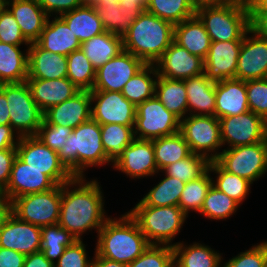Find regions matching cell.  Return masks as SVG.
Instances as JSON below:
<instances>
[{
  "instance_id": "cell-1",
  "label": "cell",
  "mask_w": 267,
  "mask_h": 267,
  "mask_svg": "<svg viewBox=\"0 0 267 267\" xmlns=\"http://www.w3.org/2000/svg\"><path fill=\"white\" fill-rule=\"evenodd\" d=\"M86 181L84 176H74L70 181L61 185V209L58 224L76 240H82L81 236L88 229L89 231L96 229L98 233L109 219L104 215L101 186L96 179Z\"/></svg>"
},
{
  "instance_id": "cell-2",
  "label": "cell",
  "mask_w": 267,
  "mask_h": 267,
  "mask_svg": "<svg viewBox=\"0 0 267 267\" xmlns=\"http://www.w3.org/2000/svg\"><path fill=\"white\" fill-rule=\"evenodd\" d=\"M95 253L99 257L128 265L150 245L137 222L127 214L109 218L98 232Z\"/></svg>"
},
{
  "instance_id": "cell-3",
  "label": "cell",
  "mask_w": 267,
  "mask_h": 267,
  "mask_svg": "<svg viewBox=\"0 0 267 267\" xmlns=\"http://www.w3.org/2000/svg\"><path fill=\"white\" fill-rule=\"evenodd\" d=\"M173 40L174 25L171 22L143 11L123 37V50L146 64H155Z\"/></svg>"
},
{
  "instance_id": "cell-4",
  "label": "cell",
  "mask_w": 267,
  "mask_h": 267,
  "mask_svg": "<svg viewBox=\"0 0 267 267\" xmlns=\"http://www.w3.org/2000/svg\"><path fill=\"white\" fill-rule=\"evenodd\" d=\"M58 155L59 160L75 177L84 176L86 167L111 162L102 145L100 125L93 119L72 130Z\"/></svg>"
},
{
  "instance_id": "cell-5",
  "label": "cell",
  "mask_w": 267,
  "mask_h": 267,
  "mask_svg": "<svg viewBox=\"0 0 267 267\" xmlns=\"http://www.w3.org/2000/svg\"><path fill=\"white\" fill-rule=\"evenodd\" d=\"M128 213L150 244L169 246L188 217L179 206H146L141 201Z\"/></svg>"
},
{
  "instance_id": "cell-6",
  "label": "cell",
  "mask_w": 267,
  "mask_h": 267,
  "mask_svg": "<svg viewBox=\"0 0 267 267\" xmlns=\"http://www.w3.org/2000/svg\"><path fill=\"white\" fill-rule=\"evenodd\" d=\"M195 15L203 23L211 42L242 41L250 29L249 8L225 3L220 6L203 7Z\"/></svg>"
},
{
  "instance_id": "cell-7",
  "label": "cell",
  "mask_w": 267,
  "mask_h": 267,
  "mask_svg": "<svg viewBox=\"0 0 267 267\" xmlns=\"http://www.w3.org/2000/svg\"><path fill=\"white\" fill-rule=\"evenodd\" d=\"M0 89L5 93L10 111V126L19 137L36 136L44 113L32 98L26 81L3 83Z\"/></svg>"
},
{
  "instance_id": "cell-8",
  "label": "cell",
  "mask_w": 267,
  "mask_h": 267,
  "mask_svg": "<svg viewBox=\"0 0 267 267\" xmlns=\"http://www.w3.org/2000/svg\"><path fill=\"white\" fill-rule=\"evenodd\" d=\"M61 185L46 192L27 194L11 201V213L18 219L40 227L58 224Z\"/></svg>"
},
{
  "instance_id": "cell-9",
  "label": "cell",
  "mask_w": 267,
  "mask_h": 267,
  "mask_svg": "<svg viewBox=\"0 0 267 267\" xmlns=\"http://www.w3.org/2000/svg\"><path fill=\"white\" fill-rule=\"evenodd\" d=\"M179 132L191 153L202 155L210 161L219 157L216 150L222 147V140L219 119L215 116L187 115L180 120Z\"/></svg>"
},
{
  "instance_id": "cell-10",
  "label": "cell",
  "mask_w": 267,
  "mask_h": 267,
  "mask_svg": "<svg viewBox=\"0 0 267 267\" xmlns=\"http://www.w3.org/2000/svg\"><path fill=\"white\" fill-rule=\"evenodd\" d=\"M215 161L227 172L253 183L267 172V139L252 145L227 147Z\"/></svg>"
},
{
  "instance_id": "cell-11",
  "label": "cell",
  "mask_w": 267,
  "mask_h": 267,
  "mask_svg": "<svg viewBox=\"0 0 267 267\" xmlns=\"http://www.w3.org/2000/svg\"><path fill=\"white\" fill-rule=\"evenodd\" d=\"M180 130V119L153 96L136 106L134 135L136 139L153 140Z\"/></svg>"
},
{
  "instance_id": "cell-12",
  "label": "cell",
  "mask_w": 267,
  "mask_h": 267,
  "mask_svg": "<svg viewBox=\"0 0 267 267\" xmlns=\"http://www.w3.org/2000/svg\"><path fill=\"white\" fill-rule=\"evenodd\" d=\"M16 150L17 156L24 163L44 171L57 185H62L74 177L59 160L58 152L47 147L37 136L20 137Z\"/></svg>"
},
{
  "instance_id": "cell-13",
  "label": "cell",
  "mask_w": 267,
  "mask_h": 267,
  "mask_svg": "<svg viewBox=\"0 0 267 267\" xmlns=\"http://www.w3.org/2000/svg\"><path fill=\"white\" fill-rule=\"evenodd\" d=\"M222 146L252 145L267 139V121L252 111L219 119Z\"/></svg>"
},
{
  "instance_id": "cell-14",
  "label": "cell",
  "mask_w": 267,
  "mask_h": 267,
  "mask_svg": "<svg viewBox=\"0 0 267 267\" xmlns=\"http://www.w3.org/2000/svg\"><path fill=\"white\" fill-rule=\"evenodd\" d=\"M90 96L91 119L99 125H135L136 106L129 102L122 92L90 91Z\"/></svg>"
},
{
  "instance_id": "cell-15",
  "label": "cell",
  "mask_w": 267,
  "mask_h": 267,
  "mask_svg": "<svg viewBox=\"0 0 267 267\" xmlns=\"http://www.w3.org/2000/svg\"><path fill=\"white\" fill-rule=\"evenodd\" d=\"M145 65L142 59L123 50L96 70L91 91L122 92L126 83Z\"/></svg>"
},
{
  "instance_id": "cell-16",
  "label": "cell",
  "mask_w": 267,
  "mask_h": 267,
  "mask_svg": "<svg viewBox=\"0 0 267 267\" xmlns=\"http://www.w3.org/2000/svg\"><path fill=\"white\" fill-rule=\"evenodd\" d=\"M235 78L242 81L267 78V40L251 28L242 40Z\"/></svg>"
},
{
  "instance_id": "cell-17",
  "label": "cell",
  "mask_w": 267,
  "mask_h": 267,
  "mask_svg": "<svg viewBox=\"0 0 267 267\" xmlns=\"http://www.w3.org/2000/svg\"><path fill=\"white\" fill-rule=\"evenodd\" d=\"M154 65L158 76L168 79L185 80L204 73V59L174 41Z\"/></svg>"
},
{
  "instance_id": "cell-18",
  "label": "cell",
  "mask_w": 267,
  "mask_h": 267,
  "mask_svg": "<svg viewBox=\"0 0 267 267\" xmlns=\"http://www.w3.org/2000/svg\"><path fill=\"white\" fill-rule=\"evenodd\" d=\"M57 184L44 171L29 167L18 156L14 159L9 183L2 194L11 202L27 194L46 192Z\"/></svg>"
},
{
  "instance_id": "cell-19",
  "label": "cell",
  "mask_w": 267,
  "mask_h": 267,
  "mask_svg": "<svg viewBox=\"0 0 267 267\" xmlns=\"http://www.w3.org/2000/svg\"><path fill=\"white\" fill-rule=\"evenodd\" d=\"M0 247L27 256L41 249V227L24 222L10 213L0 230Z\"/></svg>"
},
{
  "instance_id": "cell-20",
  "label": "cell",
  "mask_w": 267,
  "mask_h": 267,
  "mask_svg": "<svg viewBox=\"0 0 267 267\" xmlns=\"http://www.w3.org/2000/svg\"><path fill=\"white\" fill-rule=\"evenodd\" d=\"M113 168L138 179L158 173L152 140L135 138L113 162Z\"/></svg>"
},
{
  "instance_id": "cell-21",
  "label": "cell",
  "mask_w": 267,
  "mask_h": 267,
  "mask_svg": "<svg viewBox=\"0 0 267 267\" xmlns=\"http://www.w3.org/2000/svg\"><path fill=\"white\" fill-rule=\"evenodd\" d=\"M242 41L211 42L204 59V74L214 81L235 78Z\"/></svg>"
},
{
  "instance_id": "cell-22",
  "label": "cell",
  "mask_w": 267,
  "mask_h": 267,
  "mask_svg": "<svg viewBox=\"0 0 267 267\" xmlns=\"http://www.w3.org/2000/svg\"><path fill=\"white\" fill-rule=\"evenodd\" d=\"M44 119L52 125L76 128L91 119L90 91L80 90L68 100L50 107Z\"/></svg>"
},
{
  "instance_id": "cell-23",
  "label": "cell",
  "mask_w": 267,
  "mask_h": 267,
  "mask_svg": "<svg viewBox=\"0 0 267 267\" xmlns=\"http://www.w3.org/2000/svg\"><path fill=\"white\" fill-rule=\"evenodd\" d=\"M27 79H60L67 77V56L51 53L37 42L28 46Z\"/></svg>"
},
{
  "instance_id": "cell-24",
  "label": "cell",
  "mask_w": 267,
  "mask_h": 267,
  "mask_svg": "<svg viewBox=\"0 0 267 267\" xmlns=\"http://www.w3.org/2000/svg\"><path fill=\"white\" fill-rule=\"evenodd\" d=\"M17 21L23 36L30 42H36L44 29L48 15L37 0H3Z\"/></svg>"
},
{
  "instance_id": "cell-25",
  "label": "cell",
  "mask_w": 267,
  "mask_h": 267,
  "mask_svg": "<svg viewBox=\"0 0 267 267\" xmlns=\"http://www.w3.org/2000/svg\"><path fill=\"white\" fill-rule=\"evenodd\" d=\"M215 117H229L249 111L245 81L230 78L215 82Z\"/></svg>"
},
{
  "instance_id": "cell-26",
  "label": "cell",
  "mask_w": 267,
  "mask_h": 267,
  "mask_svg": "<svg viewBox=\"0 0 267 267\" xmlns=\"http://www.w3.org/2000/svg\"><path fill=\"white\" fill-rule=\"evenodd\" d=\"M26 82L31 90L33 100L43 113L80 91L67 77L53 80L26 79Z\"/></svg>"
},
{
  "instance_id": "cell-27",
  "label": "cell",
  "mask_w": 267,
  "mask_h": 267,
  "mask_svg": "<svg viewBox=\"0 0 267 267\" xmlns=\"http://www.w3.org/2000/svg\"><path fill=\"white\" fill-rule=\"evenodd\" d=\"M54 20L49 17L36 41L43 49L55 54L68 56L75 50L81 49V42L69 29L66 22L55 14Z\"/></svg>"
},
{
  "instance_id": "cell-28",
  "label": "cell",
  "mask_w": 267,
  "mask_h": 267,
  "mask_svg": "<svg viewBox=\"0 0 267 267\" xmlns=\"http://www.w3.org/2000/svg\"><path fill=\"white\" fill-rule=\"evenodd\" d=\"M187 91L188 114L215 116V82L204 73L184 80Z\"/></svg>"
},
{
  "instance_id": "cell-29",
  "label": "cell",
  "mask_w": 267,
  "mask_h": 267,
  "mask_svg": "<svg viewBox=\"0 0 267 267\" xmlns=\"http://www.w3.org/2000/svg\"><path fill=\"white\" fill-rule=\"evenodd\" d=\"M173 41L202 59L206 58L211 45L210 36L196 15L174 25Z\"/></svg>"
},
{
  "instance_id": "cell-30",
  "label": "cell",
  "mask_w": 267,
  "mask_h": 267,
  "mask_svg": "<svg viewBox=\"0 0 267 267\" xmlns=\"http://www.w3.org/2000/svg\"><path fill=\"white\" fill-rule=\"evenodd\" d=\"M101 19L105 31L122 38L129 31L132 23L146 11L144 8L123 7L120 3L108 2L106 5L92 4Z\"/></svg>"
},
{
  "instance_id": "cell-31",
  "label": "cell",
  "mask_w": 267,
  "mask_h": 267,
  "mask_svg": "<svg viewBox=\"0 0 267 267\" xmlns=\"http://www.w3.org/2000/svg\"><path fill=\"white\" fill-rule=\"evenodd\" d=\"M60 17L82 43L105 32L101 19L92 4H83Z\"/></svg>"
},
{
  "instance_id": "cell-32",
  "label": "cell",
  "mask_w": 267,
  "mask_h": 267,
  "mask_svg": "<svg viewBox=\"0 0 267 267\" xmlns=\"http://www.w3.org/2000/svg\"><path fill=\"white\" fill-rule=\"evenodd\" d=\"M28 77V50L20 46L0 42V84L20 83Z\"/></svg>"
},
{
  "instance_id": "cell-33",
  "label": "cell",
  "mask_w": 267,
  "mask_h": 267,
  "mask_svg": "<svg viewBox=\"0 0 267 267\" xmlns=\"http://www.w3.org/2000/svg\"><path fill=\"white\" fill-rule=\"evenodd\" d=\"M81 50L97 70L123 51V38L105 31L82 42Z\"/></svg>"
},
{
  "instance_id": "cell-34",
  "label": "cell",
  "mask_w": 267,
  "mask_h": 267,
  "mask_svg": "<svg viewBox=\"0 0 267 267\" xmlns=\"http://www.w3.org/2000/svg\"><path fill=\"white\" fill-rule=\"evenodd\" d=\"M174 267H221V255L211 247L200 243L184 246L173 243Z\"/></svg>"
},
{
  "instance_id": "cell-35",
  "label": "cell",
  "mask_w": 267,
  "mask_h": 267,
  "mask_svg": "<svg viewBox=\"0 0 267 267\" xmlns=\"http://www.w3.org/2000/svg\"><path fill=\"white\" fill-rule=\"evenodd\" d=\"M155 97L180 120L188 113L187 91L184 80L157 77Z\"/></svg>"
},
{
  "instance_id": "cell-36",
  "label": "cell",
  "mask_w": 267,
  "mask_h": 267,
  "mask_svg": "<svg viewBox=\"0 0 267 267\" xmlns=\"http://www.w3.org/2000/svg\"><path fill=\"white\" fill-rule=\"evenodd\" d=\"M158 171L191 154L188 143L180 132L152 140Z\"/></svg>"
},
{
  "instance_id": "cell-37",
  "label": "cell",
  "mask_w": 267,
  "mask_h": 267,
  "mask_svg": "<svg viewBox=\"0 0 267 267\" xmlns=\"http://www.w3.org/2000/svg\"><path fill=\"white\" fill-rule=\"evenodd\" d=\"M157 77L158 73L155 65L146 64L126 83L122 90V95L135 106L143 103L155 96Z\"/></svg>"
},
{
  "instance_id": "cell-38",
  "label": "cell",
  "mask_w": 267,
  "mask_h": 267,
  "mask_svg": "<svg viewBox=\"0 0 267 267\" xmlns=\"http://www.w3.org/2000/svg\"><path fill=\"white\" fill-rule=\"evenodd\" d=\"M100 129L102 145L111 163L135 140L134 126L104 124L100 125Z\"/></svg>"
},
{
  "instance_id": "cell-39",
  "label": "cell",
  "mask_w": 267,
  "mask_h": 267,
  "mask_svg": "<svg viewBox=\"0 0 267 267\" xmlns=\"http://www.w3.org/2000/svg\"><path fill=\"white\" fill-rule=\"evenodd\" d=\"M208 169L210 173L214 172L218 175L212 185L241 205L249 194L252 183L246 178L227 172L216 161H210Z\"/></svg>"
},
{
  "instance_id": "cell-40",
  "label": "cell",
  "mask_w": 267,
  "mask_h": 267,
  "mask_svg": "<svg viewBox=\"0 0 267 267\" xmlns=\"http://www.w3.org/2000/svg\"><path fill=\"white\" fill-rule=\"evenodd\" d=\"M185 183L165 174L159 184L155 185L140 201L146 206H179V199Z\"/></svg>"
},
{
  "instance_id": "cell-41",
  "label": "cell",
  "mask_w": 267,
  "mask_h": 267,
  "mask_svg": "<svg viewBox=\"0 0 267 267\" xmlns=\"http://www.w3.org/2000/svg\"><path fill=\"white\" fill-rule=\"evenodd\" d=\"M76 239L59 224L41 227V249L45 257L55 264Z\"/></svg>"
},
{
  "instance_id": "cell-42",
  "label": "cell",
  "mask_w": 267,
  "mask_h": 267,
  "mask_svg": "<svg viewBox=\"0 0 267 267\" xmlns=\"http://www.w3.org/2000/svg\"><path fill=\"white\" fill-rule=\"evenodd\" d=\"M67 78L79 89H93L96 69L81 49L75 50L67 56Z\"/></svg>"
},
{
  "instance_id": "cell-43",
  "label": "cell",
  "mask_w": 267,
  "mask_h": 267,
  "mask_svg": "<svg viewBox=\"0 0 267 267\" xmlns=\"http://www.w3.org/2000/svg\"><path fill=\"white\" fill-rule=\"evenodd\" d=\"M146 11L173 25L195 16L189 0H148Z\"/></svg>"
},
{
  "instance_id": "cell-44",
  "label": "cell",
  "mask_w": 267,
  "mask_h": 267,
  "mask_svg": "<svg viewBox=\"0 0 267 267\" xmlns=\"http://www.w3.org/2000/svg\"><path fill=\"white\" fill-rule=\"evenodd\" d=\"M209 169L198 179L185 183L179 199V207L188 216V211L200 212L208 190L212 186Z\"/></svg>"
},
{
  "instance_id": "cell-45",
  "label": "cell",
  "mask_w": 267,
  "mask_h": 267,
  "mask_svg": "<svg viewBox=\"0 0 267 267\" xmlns=\"http://www.w3.org/2000/svg\"><path fill=\"white\" fill-rule=\"evenodd\" d=\"M238 206L235 200L212 185L199 213L210 220L226 219L237 211Z\"/></svg>"
},
{
  "instance_id": "cell-46",
  "label": "cell",
  "mask_w": 267,
  "mask_h": 267,
  "mask_svg": "<svg viewBox=\"0 0 267 267\" xmlns=\"http://www.w3.org/2000/svg\"><path fill=\"white\" fill-rule=\"evenodd\" d=\"M209 163L210 160L206 157L191 153L188 157L168 165L160 172L165 171L166 175L187 183L202 176L208 170Z\"/></svg>"
},
{
  "instance_id": "cell-47",
  "label": "cell",
  "mask_w": 267,
  "mask_h": 267,
  "mask_svg": "<svg viewBox=\"0 0 267 267\" xmlns=\"http://www.w3.org/2000/svg\"><path fill=\"white\" fill-rule=\"evenodd\" d=\"M127 267H174V249L169 245L150 244Z\"/></svg>"
},
{
  "instance_id": "cell-48",
  "label": "cell",
  "mask_w": 267,
  "mask_h": 267,
  "mask_svg": "<svg viewBox=\"0 0 267 267\" xmlns=\"http://www.w3.org/2000/svg\"><path fill=\"white\" fill-rule=\"evenodd\" d=\"M0 42L28 47L31 43L23 36L21 29L10 10L3 4L0 7Z\"/></svg>"
},
{
  "instance_id": "cell-49",
  "label": "cell",
  "mask_w": 267,
  "mask_h": 267,
  "mask_svg": "<svg viewBox=\"0 0 267 267\" xmlns=\"http://www.w3.org/2000/svg\"><path fill=\"white\" fill-rule=\"evenodd\" d=\"M245 84L249 110L267 121V78L247 80Z\"/></svg>"
},
{
  "instance_id": "cell-50",
  "label": "cell",
  "mask_w": 267,
  "mask_h": 267,
  "mask_svg": "<svg viewBox=\"0 0 267 267\" xmlns=\"http://www.w3.org/2000/svg\"><path fill=\"white\" fill-rule=\"evenodd\" d=\"M72 128L61 125L49 124L44 118L39 127L37 137L49 148L55 152H59L66 144L68 136L72 132Z\"/></svg>"
},
{
  "instance_id": "cell-51",
  "label": "cell",
  "mask_w": 267,
  "mask_h": 267,
  "mask_svg": "<svg viewBox=\"0 0 267 267\" xmlns=\"http://www.w3.org/2000/svg\"><path fill=\"white\" fill-rule=\"evenodd\" d=\"M222 267H267V241L229 259Z\"/></svg>"
},
{
  "instance_id": "cell-52",
  "label": "cell",
  "mask_w": 267,
  "mask_h": 267,
  "mask_svg": "<svg viewBox=\"0 0 267 267\" xmlns=\"http://www.w3.org/2000/svg\"><path fill=\"white\" fill-rule=\"evenodd\" d=\"M85 246L82 240H75L66 247L64 253L55 263V267H91L93 259H87Z\"/></svg>"
},
{
  "instance_id": "cell-53",
  "label": "cell",
  "mask_w": 267,
  "mask_h": 267,
  "mask_svg": "<svg viewBox=\"0 0 267 267\" xmlns=\"http://www.w3.org/2000/svg\"><path fill=\"white\" fill-rule=\"evenodd\" d=\"M42 9L50 17L51 14L56 13L62 15L63 13L72 11L82 6L83 0H37Z\"/></svg>"
},
{
  "instance_id": "cell-54",
  "label": "cell",
  "mask_w": 267,
  "mask_h": 267,
  "mask_svg": "<svg viewBox=\"0 0 267 267\" xmlns=\"http://www.w3.org/2000/svg\"><path fill=\"white\" fill-rule=\"evenodd\" d=\"M17 156L16 148L0 150V191L2 192L9 183L12 165Z\"/></svg>"
},
{
  "instance_id": "cell-55",
  "label": "cell",
  "mask_w": 267,
  "mask_h": 267,
  "mask_svg": "<svg viewBox=\"0 0 267 267\" xmlns=\"http://www.w3.org/2000/svg\"><path fill=\"white\" fill-rule=\"evenodd\" d=\"M25 255L0 247V267H24Z\"/></svg>"
},
{
  "instance_id": "cell-56",
  "label": "cell",
  "mask_w": 267,
  "mask_h": 267,
  "mask_svg": "<svg viewBox=\"0 0 267 267\" xmlns=\"http://www.w3.org/2000/svg\"><path fill=\"white\" fill-rule=\"evenodd\" d=\"M19 138L18 135H15V131L10 125L0 126V150L16 148Z\"/></svg>"
},
{
  "instance_id": "cell-57",
  "label": "cell",
  "mask_w": 267,
  "mask_h": 267,
  "mask_svg": "<svg viewBox=\"0 0 267 267\" xmlns=\"http://www.w3.org/2000/svg\"><path fill=\"white\" fill-rule=\"evenodd\" d=\"M250 28L267 40V13H249Z\"/></svg>"
},
{
  "instance_id": "cell-58",
  "label": "cell",
  "mask_w": 267,
  "mask_h": 267,
  "mask_svg": "<svg viewBox=\"0 0 267 267\" xmlns=\"http://www.w3.org/2000/svg\"><path fill=\"white\" fill-rule=\"evenodd\" d=\"M24 267H55L42 251L29 254L25 257Z\"/></svg>"
},
{
  "instance_id": "cell-59",
  "label": "cell",
  "mask_w": 267,
  "mask_h": 267,
  "mask_svg": "<svg viewBox=\"0 0 267 267\" xmlns=\"http://www.w3.org/2000/svg\"><path fill=\"white\" fill-rule=\"evenodd\" d=\"M10 125V111L5 93L0 89V126Z\"/></svg>"
},
{
  "instance_id": "cell-60",
  "label": "cell",
  "mask_w": 267,
  "mask_h": 267,
  "mask_svg": "<svg viewBox=\"0 0 267 267\" xmlns=\"http://www.w3.org/2000/svg\"><path fill=\"white\" fill-rule=\"evenodd\" d=\"M94 255L91 267H127L126 264L99 257L96 253Z\"/></svg>"
},
{
  "instance_id": "cell-61",
  "label": "cell",
  "mask_w": 267,
  "mask_h": 267,
  "mask_svg": "<svg viewBox=\"0 0 267 267\" xmlns=\"http://www.w3.org/2000/svg\"><path fill=\"white\" fill-rule=\"evenodd\" d=\"M11 213V202L2 194L0 196V230L6 217Z\"/></svg>"
},
{
  "instance_id": "cell-62",
  "label": "cell",
  "mask_w": 267,
  "mask_h": 267,
  "mask_svg": "<svg viewBox=\"0 0 267 267\" xmlns=\"http://www.w3.org/2000/svg\"><path fill=\"white\" fill-rule=\"evenodd\" d=\"M192 7L196 10L203 7L220 6L227 3L225 0H189Z\"/></svg>"
},
{
  "instance_id": "cell-63",
  "label": "cell",
  "mask_w": 267,
  "mask_h": 267,
  "mask_svg": "<svg viewBox=\"0 0 267 267\" xmlns=\"http://www.w3.org/2000/svg\"><path fill=\"white\" fill-rule=\"evenodd\" d=\"M249 13H267V0H252Z\"/></svg>"
},
{
  "instance_id": "cell-64",
  "label": "cell",
  "mask_w": 267,
  "mask_h": 267,
  "mask_svg": "<svg viewBox=\"0 0 267 267\" xmlns=\"http://www.w3.org/2000/svg\"><path fill=\"white\" fill-rule=\"evenodd\" d=\"M121 6L129 8H144L148 6V0H121Z\"/></svg>"
},
{
  "instance_id": "cell-65",
  "label": "cell",
  "mask_w": 267,
  "mask_h": 267,
  "mask_svg": "<svg viewBox=\"0 0 267 267\" xmlns=\"http://www.w3.org/2000/svg\"><path fill=\"white\" fill-rule=\"evenodd\" d=\"M120 3L121 0H83L84 4H101L106 5L108 2Z\"/></svg>"
},
{
  "instance_id": "cell-66",
  "label": "cell",
  "mask_w": 267,
  "mask_h": 267,
  "mask_svg": "<svg viewBox=\"0 0 267 267\" xmlns=\"http://www.w3.org/2000/svg\"><path fill=\"white\" fill-rule=\"evenodd\" d=\"M227 3H236L249 7L252 3V0H225Z\"/></svg>"
},
{
  "instance_id": "cell-67",
  "label": "cell",
  "mask_w": 267,
  "mask_h": 267,
  "mask_svg": "<svg viewBox=\"0 0 267 267\" xmlns=\"http://www.w3.org/2000/svg\"><path fill=\"white\" fill-rule=\"evenodd\" d=\"M3 5V0H0V7Z\"/></svg>"
}]
</instances>
